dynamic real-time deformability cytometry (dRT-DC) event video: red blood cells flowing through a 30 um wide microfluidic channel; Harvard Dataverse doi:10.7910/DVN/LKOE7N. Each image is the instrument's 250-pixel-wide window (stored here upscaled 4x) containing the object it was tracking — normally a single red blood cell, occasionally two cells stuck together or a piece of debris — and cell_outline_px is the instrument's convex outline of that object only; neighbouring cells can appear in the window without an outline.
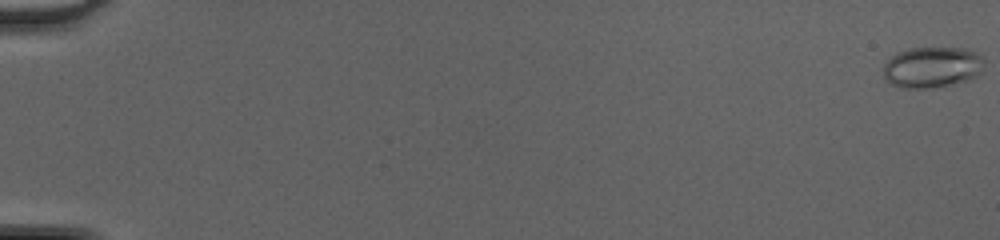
{"species": "common noctule bat (a hibernating species)", "species_latin": "Nyctalus noctula", "temperature_condition": "cold", "stored_images_in_passage": 50, "camera_frame_rate_fps": 3000, "um_per_image_px": 0.085, "animal": {"sex": "female", "body_mass_g": 20.0, "forearm_length_mm": 54.0}, "frame": {"image": 1, "passage_image": 1, "time_ms": 0.0, "image_size_px": [1000, 240], "cell_outline_px": [[984, 60], [980, 72], [976, 76], [968, 80], [932, 88], [904, 88], [892, 84], [884, 76], [884, 64], [896, 52], [908, 48], [964, 48], [976, 52]], "centroid_in_image_um": [79.22, 5.7], "position_along_channel_um": 5.8, "area_um2": 23.93}}
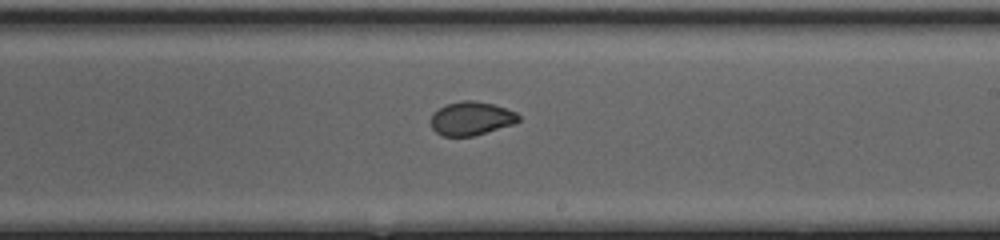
{"frame": {"image": 2, "passage_image": 32, "time_ms": 10.333, "image_size_px": [1000, 240], "cell_outline_px": [[520, 120], [516, 124], [472, 136], [444, 136], [436, 132], [432, 128], [432, 112], [448, 104], [460, 100], [476, 100], [492, 104], [516, 112], [520, 116]], "centroid_in_image_um": [40.08, 10.07], "position_along_channel_um": 248.9, "area_um2": 17.17}}
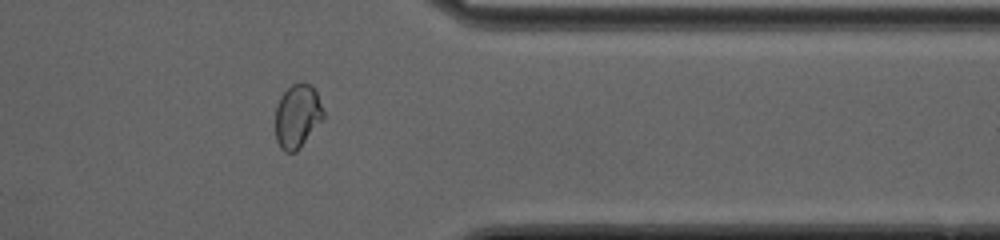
{"frame": {"image": 3, "passage_image": 42, "time_ms": 13.667, "image_size_px": [1000, 240], "cell_outline_px": [[324, 120], [300, 148], [296, 152], [284, 152], [280, 148], [276, 140], [276, 104], [280, 96], [292, 84], [300, 80], [312, 84], [316, 92], [324, 112]], "centroid_in_image_um": [25.29, 9.86], "position_along_channel_um": 386.1, "area_um2": 18.26}}